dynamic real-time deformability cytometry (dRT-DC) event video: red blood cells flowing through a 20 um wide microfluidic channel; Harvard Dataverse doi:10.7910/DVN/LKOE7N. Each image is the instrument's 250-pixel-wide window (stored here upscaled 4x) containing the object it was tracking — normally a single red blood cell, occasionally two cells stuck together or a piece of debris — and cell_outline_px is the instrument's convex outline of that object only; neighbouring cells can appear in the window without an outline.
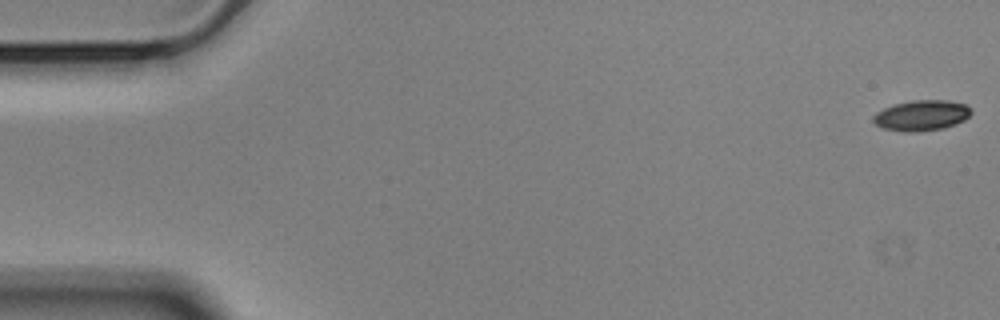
{"species": "Egyptian fruit bat (a non-hibernating species)", "species_latin": "Rousettus aegyptiacus", "temperature_condition": "cold", "stored_images_in_passage": 12, "camera_frame_rate_fps": 3000, "um_per_image_px": 0.085, "animal": {"sex": "male"}, "frame": {"image": 1, "passage_image": 1, "time_ms": 0.0, "image_size_px": [1000, 320], "cell_outline_px": [[972, 112], [964, 120], [956, 124], [944, 128], [884, 128], [876, 124], [872, 120], [872, 116], [876, 112], [884, 108], [896, 104], [912, 100], [948, 100], [964, 104]], "centroid_in_image_um": [78.36, 9.74], "position_along_channel_um": 6.6, "area_um2": 16.3}}